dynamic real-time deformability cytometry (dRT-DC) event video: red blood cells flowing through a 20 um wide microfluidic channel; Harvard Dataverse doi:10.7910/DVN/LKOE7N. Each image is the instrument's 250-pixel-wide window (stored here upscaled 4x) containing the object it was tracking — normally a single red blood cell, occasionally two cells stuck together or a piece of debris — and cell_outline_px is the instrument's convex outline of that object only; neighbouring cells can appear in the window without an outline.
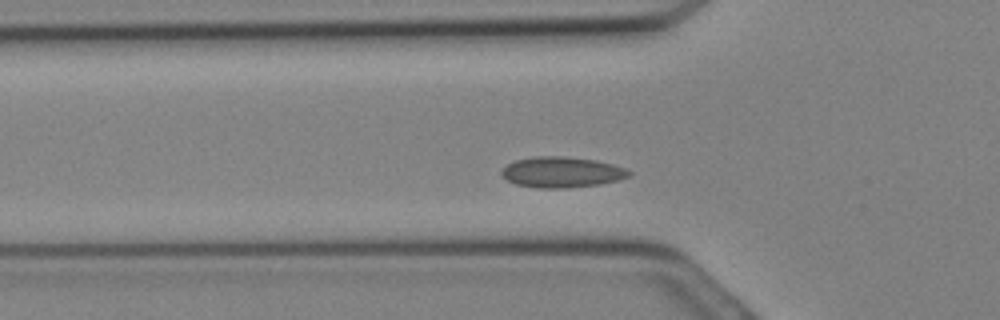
{"species": "Egyptian fruit bat (a non-hibernating species)", "species_latin": "Rousettus aegyptiacus", "temperature_condition": "cold", "stored_images_in_passage": 3, "camera_frame_rate_fps": 3000, "um_per_image_px": 0.085, "animal": {"sex": "female"}, "frame": {"image": 1, "passage_image": 2, "time_ms": 0.333, "image_size_px": [1000, 320], "cell_outline_px": [[632, 176], [600, 184], [564, 188], [540, 188], [516, 184], [500, 176], [500, 172], [508, 164], [516, 160], [536, 156], [560, 156], [596, 160], [612, 164], [624, 168], [632, 172]], "centroid_in_image_um": [47.75, 14.63], "position_along_channel_um": 78.1, "area_um2": 22.66}}